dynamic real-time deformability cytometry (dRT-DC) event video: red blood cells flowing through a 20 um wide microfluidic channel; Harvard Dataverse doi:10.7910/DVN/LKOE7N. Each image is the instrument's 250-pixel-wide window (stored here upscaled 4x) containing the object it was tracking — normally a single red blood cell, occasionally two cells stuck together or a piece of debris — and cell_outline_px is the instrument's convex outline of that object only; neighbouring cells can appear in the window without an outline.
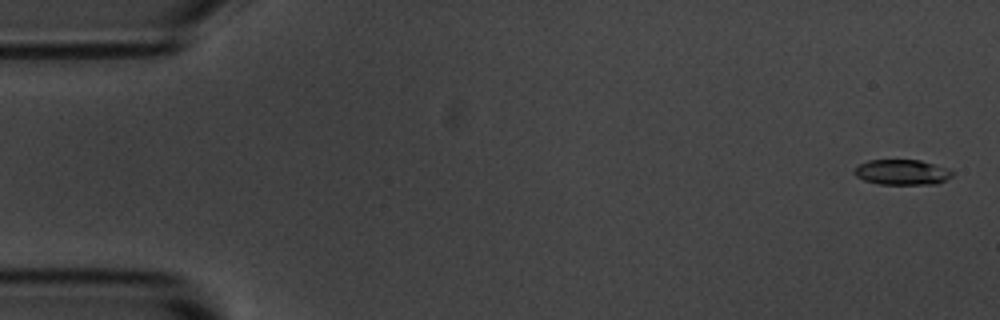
{"species": "common noctule bat (a hibernating species)", "species_latin": "Nyctalus noctula", "temperature_condition": "room temperature", "stored_images_in_passage": 5, "camera_frame_rate_fps": 3000, "um_per_image_px": 0.085, "animal": {"sex": "male", "body_mass_g": 20.1, "forearm_length_mm": 53.5}, "frame": {"image": 1, "passage_image": 1, "time_ms": 0.0, "image_size_px": [1000, 320], "cell_outline_px": [[952, 176], [936, 184], [880, 184], [864, 180], [856, 176], [852, 172], [860, 164], [868, 160], [920, 160], [948, 168], [952, 172]], "centroid_in_image_um": [76.66, 14.63], "position_along_channel_um": 8.3, "area_um2": 14.33}}
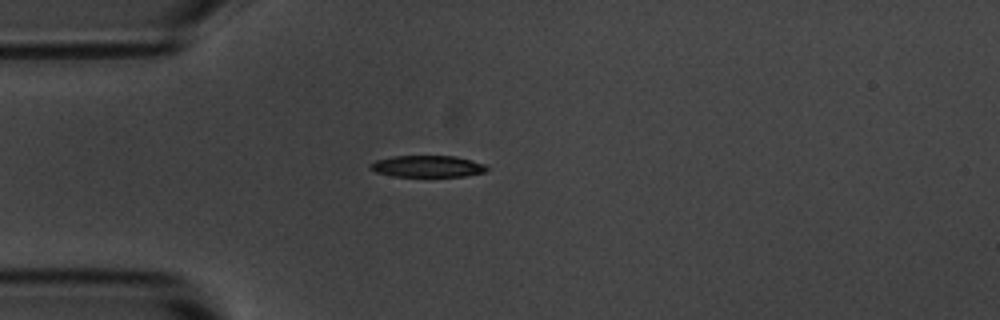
{"frame": {"image": 2, "passage_image": 5, "time_ms": 4.333, "image_size_px": [1000, 320], "cell_outline_px": [[488, 168], [484, 172], [464, 176], [392, 176], [376, 172], [368, 168], [376, 160], [392, 156], [452, 156], [484, 164]], "centroid_in_image_um": [36.29, 14.14], "position_along_channel_um": 48.7, "area_um2": 14.39}}